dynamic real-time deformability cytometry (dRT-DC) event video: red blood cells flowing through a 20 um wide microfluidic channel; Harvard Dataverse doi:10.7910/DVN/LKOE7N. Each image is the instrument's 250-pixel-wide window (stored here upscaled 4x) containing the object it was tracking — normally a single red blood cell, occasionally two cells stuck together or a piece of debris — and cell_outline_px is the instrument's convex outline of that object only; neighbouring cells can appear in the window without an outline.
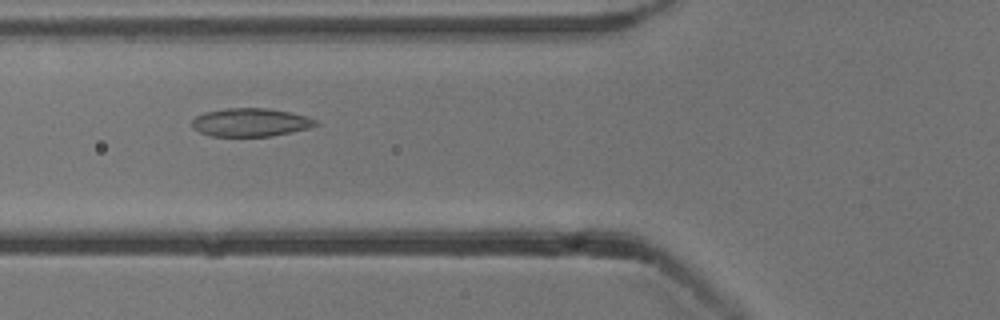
{"species": "common noctule bat (a hibernating species)", "species_latin": "Nyctalus noctula", "temperature_condition": "cold", "stored_images_in_passage": 53, "camera_frame_rate_fps": 3000, "um_per_image_px": 0.085, "animal": {"sex": "male", "body_mass_g": 13.3}, "frame": {"image": 1, "passage_image": 20, "time_ms": 6.333, "image_size_px": [1000, 320], "cell_outline_px": [[320, 124], [308, 128], [272, 136], [212, 136], [200, 132], [192, 128], [192, 120], [196, 116], [204, 112], [224, 108], [268, 108], [308, 116], [316, 120]], "centroid_in_image_um": [21.29, 10.39], "position_along_channel_um": 104.5, "area_um2": 20.4}}
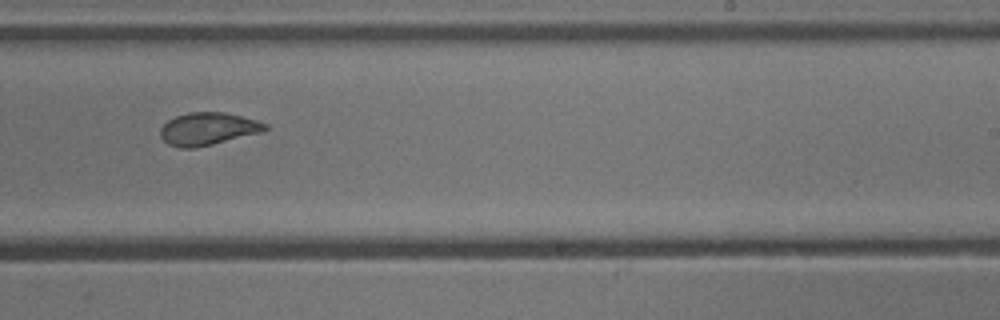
{"frame": {"image": 2, "passage_image": 33, "time_ms": 10.667, "image_size_px": [1000, 320], "cell_outline_px": [[268, 128], [260, 132], [196, 148], [180, 148], [168, 144], [160, 136], [160, 128], [168, 120], [176, 116], [188, 112], [224, 112], [256, 120], [268, 124]], "centroid_in_image_um": [17.64, 10.95], "position_along_channel_um": 271.4, "area_um2": 19.71}}
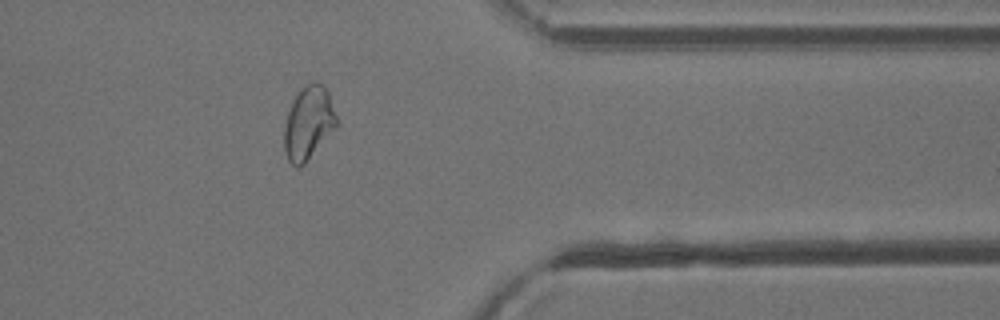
{"frame": {"image": 3, "passage_image": 43, "time_ms": 14.0, "image_size_px": [1000, 320], "cell_outline_px": [[336, 128], [304, 164], [300, 168], [296, 168], [288, 160], [284, 152], [284, 124], [292, 100], [312, 80], [316, 80], [328, 92], [336, 116]], "centroid_in_image_um": [26.19, 10.49], "position_along_channel_um": 385.2, "area_um2": 22.14}, "authors_computed_cell_mechanics": {"area_um2": 21.7328, "velocity_mm_per_s": 3.8447, "shape_relaxation_time_tau1_ms": 7.2437, "shape_relaxation_time_tau2_ms": 1.5514, "deformation_change_tau1": 0.1721, "deformation_change_tau2": 0.06}}